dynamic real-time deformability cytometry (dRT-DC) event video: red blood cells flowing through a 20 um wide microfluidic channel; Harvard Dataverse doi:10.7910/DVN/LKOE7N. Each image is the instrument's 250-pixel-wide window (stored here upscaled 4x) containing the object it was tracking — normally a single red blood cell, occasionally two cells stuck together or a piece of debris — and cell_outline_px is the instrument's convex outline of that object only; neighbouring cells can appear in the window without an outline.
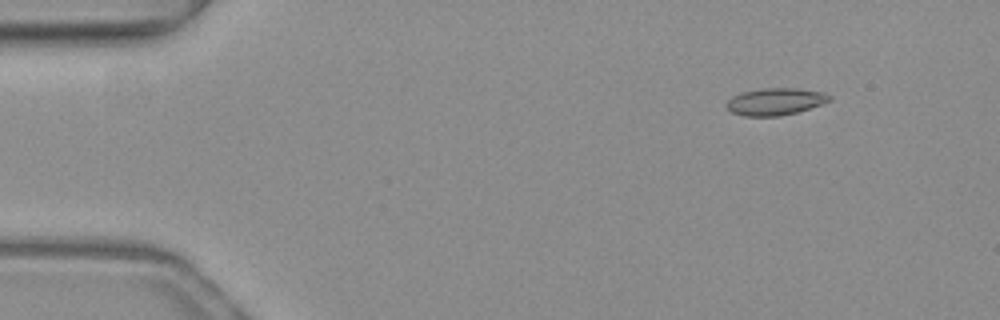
{"species": "common noctule bat (a hibernating species)", "species_latin": "Nyctalus noctula", "temperature_condition": "warm", "stored_images_in_passage": 52, "camera_frame_rate_fps": 3000, "um_per_image_px": 0.085, "animal": {"sex": "female", "body_mass_g": 19.3, "forearm_length_mm": 54.1}, "frame": {"image": 1, "passage_image": 6, "time_ms": 1.667, "image_size_px": [1000, 320], "cell_outline_px": [[832, 100], [796, 112], [780, 116], [744, 116], [732, 112], [724, 104], [732, 96], [740, 92], [760, 88], [796, 88], [824, 92], [832, 96]], "centroid_in_image_um": [65.88, 8.62], "position_along_channel_um": 19.1, "area_um2": 16.3}}
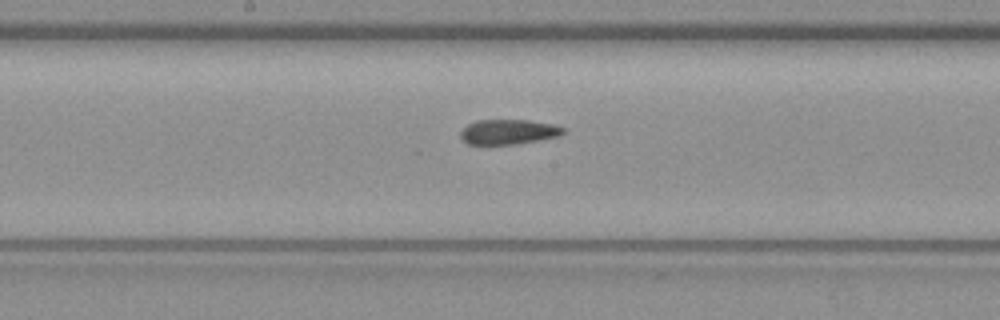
{"frame": {"image": 2, "passage_image": 27, "time_ms": 8.667, "image_size_px": [1000, 320], "cell_outline_px": [[564, 132], [560, 136], [516, 144], [468, 144], [460, 140], [460, 132], [468, 124], [476, 120], [528, 120], [552, 124], [564, 128]], "centroid_in_image_um": [43.18, 11.21], "position_along_channel_um": 205.0, "area_um2": 14.91}}
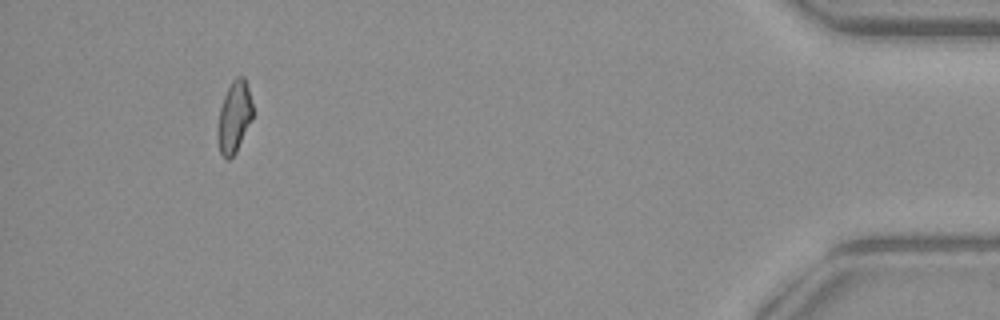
{"frame": {"image": 3, "passage_image": 48, "time_ms": 15.667, "image_size_px": [1000, 320], "cell_outline_px": [[252, 120], [236, 152], [228, 160], [220, 152], [216, 140], [216, 132], [220, 108], [224, 96], [232, 80], [236, 76], [244, 76], [248, 88], [252, 104]], "centroid_in_image_um": [19.89, 9.96], "position_along_channel_um": 415.3, "area_um2": 14.68}, "authors_computed_cell_mechanics": {"area_um2": 15.4326, "velocity_mm_per_s": 4.0072, "shape_relaxation_time_tau1_ms": null, "shape_relaxation_time_tau2_ms": 5.6361, "deformation_change_tau1": null, "deformation_change_tau2": 0.1107}}